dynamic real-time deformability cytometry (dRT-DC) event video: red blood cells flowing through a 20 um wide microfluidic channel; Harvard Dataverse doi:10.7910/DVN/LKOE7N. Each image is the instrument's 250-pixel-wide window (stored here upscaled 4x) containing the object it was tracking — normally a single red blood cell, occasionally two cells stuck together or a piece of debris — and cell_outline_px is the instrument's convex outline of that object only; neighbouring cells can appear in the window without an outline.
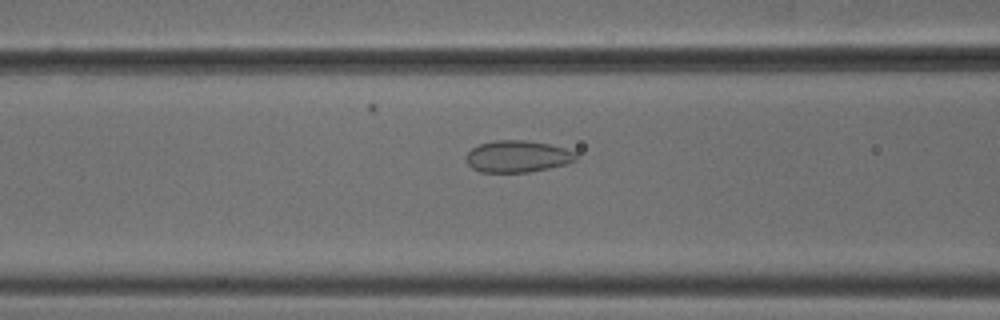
{"species": "common noctule bat (a hibernating species)", "species_latin": "Nyctalus noctula", "temperature_condition": "cold", "stored_images_in_passage": 53, "camera_frame_rate_fps": 3000, "um_per_image_px": 0.085, "animal": {"sex": "male", "body_mass_g": 18.8}, "frame": {"image": 1, "passage_image": 22, "time_ms": 7.0, "image_size_px": [1000, 320], "cell_outline_px": [[576, 160], [564, 164], [548, 168], [528, 172], [480, 172], [472, 168], [464, 160], [464, 156], [472, 148], [480, 144], [496, 140], [528, 140], [548, 144], [564, 148], [576, 152]], "centroid_in_image_um": [43.94, 13.29], "position_along_channel_um": 122.7, "area_um2": 20.35}}
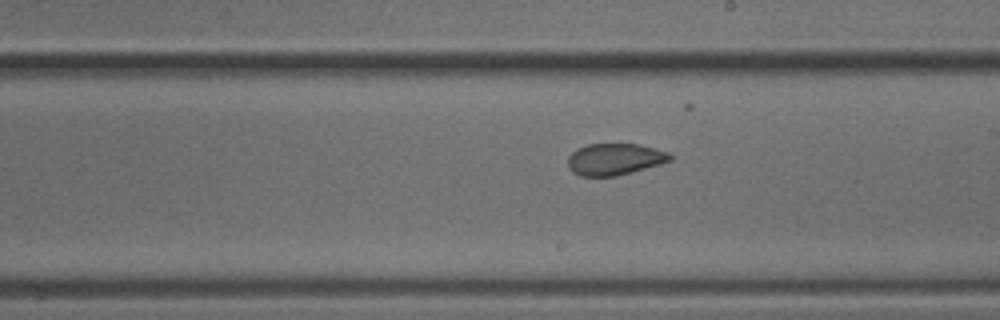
{"frame": {"image": 2, "passage_image": 31, "time_ms": 10.0, "image_size_px": [1000, 320], "cell_outline_px": [[672, 160], [660, 164], [616, 176], [580, 176], [572, 172], [568, 168], [568, 156], [572, 152], [588, 144], [640, 144], [668, 152], [672, 156]], "centroid_in_image_um": [52.24, 13.53], "position_along_channel_um": 236.8, "area_um2": 18.79}}
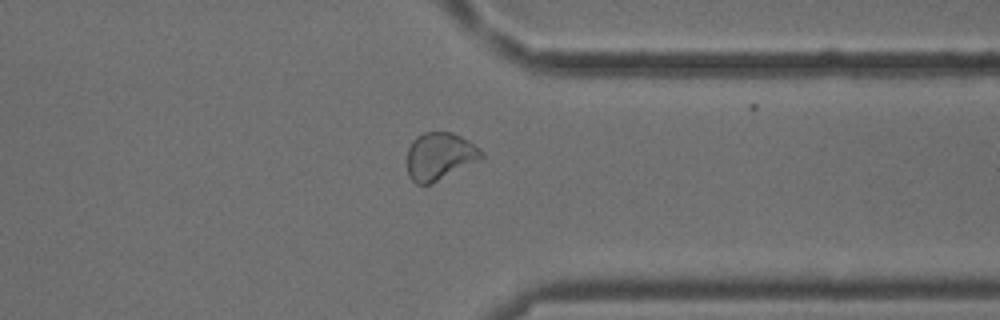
{"frame": {"image": 3, "passage_image": 42, "time_ms": 13.667, "image_size_px": [1000, 320], "cell_outline_px": [[484, 156], [480, 160], [428, 184], [416, 184], [408, 176], [408, 148], [412, 140], [416, 136], [424, 132], [452, 132], [468, 140], [480, 148], [484, 152]], "centroid_in_image_um": [37.37, 13.25], "position_along_channel_um": 374.0, "area_um2": 20.4}, "authors_computed_cell_mechanics": {"area_um2": 21.2704, "velocity_mm_per_s": 3.8051, "shape_relaxation_time_tau1_ms": null, "shape_relaxation_time_tau2_ms": 1.1654, "deformation_change_tau1": null, "deformation_change_tau2": 0.039}}